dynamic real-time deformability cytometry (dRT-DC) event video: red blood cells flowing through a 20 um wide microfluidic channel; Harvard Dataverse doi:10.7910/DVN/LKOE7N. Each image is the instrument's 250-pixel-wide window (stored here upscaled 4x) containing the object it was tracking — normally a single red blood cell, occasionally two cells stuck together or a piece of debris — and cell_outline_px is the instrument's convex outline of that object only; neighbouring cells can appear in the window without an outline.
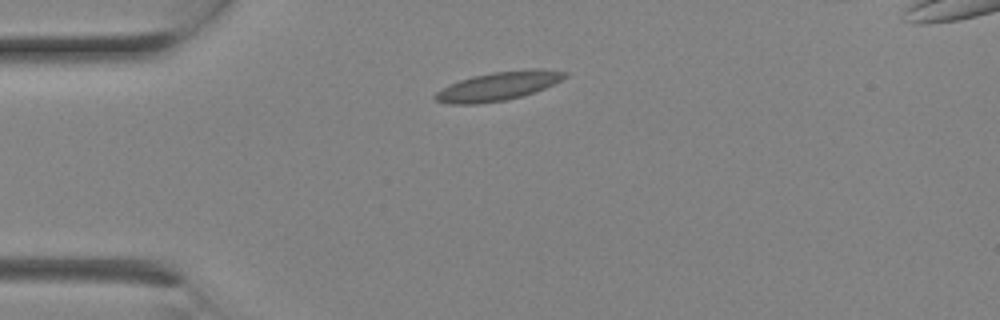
{"species": "Egyptian fruit bat (a non-hibernating species)", "species_latin": "Rousettus aegyptiacus", "temperature_condition": "room temperature", "stored_images_in_passage": 2, "camera_frame_rate_fps": 3000, "um_per_image_px": 0.085, "animal": {"sex": "female"}, "frame": {"image": 1, "passage_image": 1, "time_ms": 0.0, "image_size_px": [1000, 320], "cell_outline_px": [[568, 76], [536, 92], [504, 100], [476, 104], [448, 104], [436, 100], [432, 96], [436, 92], [460, 80], [472, 76], [492, 72], [532, 68], [540, 68], [568, 72]], "centroid_in_image_um": [42.37, 7.31], "position_along_channel_um": 42.6, "area_um2": 21.56}}